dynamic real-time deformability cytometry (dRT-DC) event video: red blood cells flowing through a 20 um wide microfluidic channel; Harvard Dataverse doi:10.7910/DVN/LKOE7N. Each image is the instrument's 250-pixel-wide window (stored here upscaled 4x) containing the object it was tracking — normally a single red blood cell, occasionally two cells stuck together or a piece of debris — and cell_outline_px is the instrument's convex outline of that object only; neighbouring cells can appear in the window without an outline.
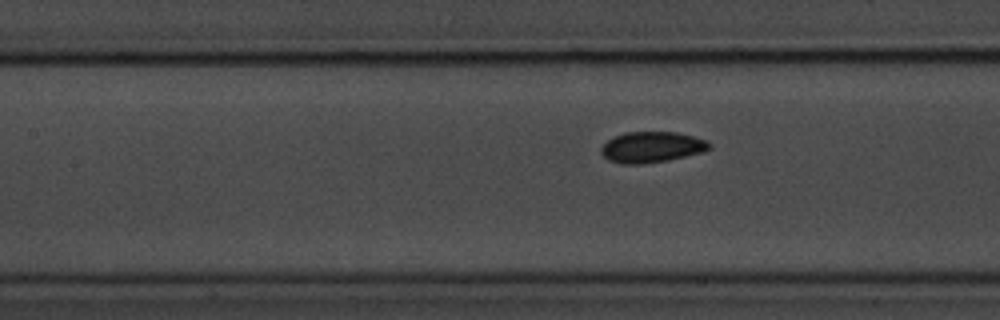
{"species": "common noctule bat (a hibernating species)", "species_latin": "Nyctalus noctula", "temperature_condition": "room temperature", "stored_images_in_passage": 8, "camera_frame_rate_fps": 3000, "um_per_image_px": 0.085, "animal": {"sex": "male", "body_mass_g": 20.1, "forearm_length_mm": 53.5}, "frame": {"image": 1, "passage_image": 8, "time_ms": 8.333, "image_size_px": [1000, 320], "cell_outline_px": [[712, 144], [704, 152], [668, 160], [640, 164], [624, 164], [608, 160], [600, 152], [600, 148], [612, 136], [624, 132], [676, 132], [692, 136], [704, 140]], "centroid_in_image_um": [55.36, 12.5], "position_along_channel_um": 152.0, "area_um2": 19.42}}